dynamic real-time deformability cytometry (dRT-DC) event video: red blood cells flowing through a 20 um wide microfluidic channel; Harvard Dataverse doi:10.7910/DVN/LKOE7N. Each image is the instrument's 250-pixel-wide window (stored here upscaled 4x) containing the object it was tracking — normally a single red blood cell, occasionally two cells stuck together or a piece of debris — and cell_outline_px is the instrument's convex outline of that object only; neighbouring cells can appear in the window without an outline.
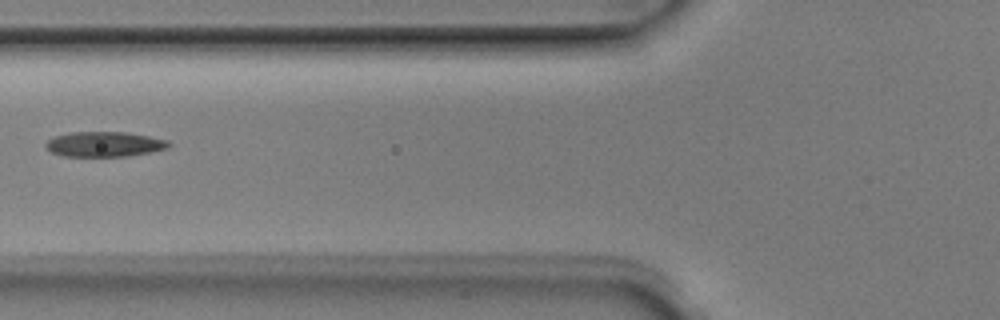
{"species": "Egyptian fruit bat (a non-hibernating species)", "species_latin": "Rousettus aegyptiacus", "temperature_condition": "room temperature", "stored_images_in_passage": 6, "camera_frame_rate_fps": 3000, "um_per_image_px": 0.085, "animal": {"sex": "male"}, "frame": {"image": 1, "passage_image": 5, "time_ms": 1.333, "image_size_px": [1000, 320], "cell_outline_px": [[172, 144], [168, 148], [128, 156], [60, 156], [52, 152], [44, 144], [48, 140], [56, 136], [68, 132], [124, 132], [148, 136], [168, 140]], "centroid_in_image_um": [8.87, 12.25], "position_along_channel_um": 116.9, "area_um2": 17.86}}
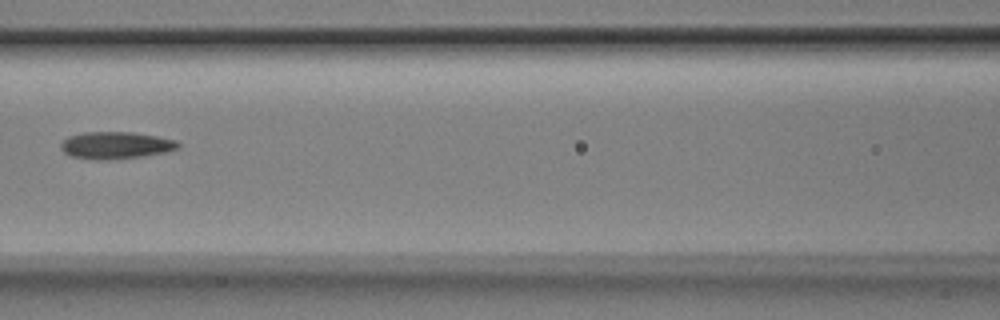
{"frame": {"image": 2, "passage_image": 6, "time_ms": 1.667, "image_size_px": [1000, 320], "cell_outline_px": [[180, 144], [176, 148], [164, 152], [144, 156], [108, 160], [96, 160], [72, 156], [64, 152], [60, 148], [60, 144], [68, 136], [84, 132], [132, 132], [156, 136], [176, 140]], "centroid_in_image_um": [9.81, 12.35], "position_along_channel_um": 156.8, "area_um2": 18.44}}